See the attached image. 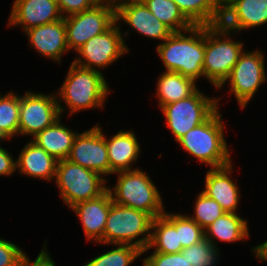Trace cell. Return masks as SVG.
<instances>
[{"label": "cell", "mask_w": 267, "mask_h": 266, "mask_svg": "<svg viewBox=\"0 0 267 266\" xmlns=\"http://www.w3.org/2000/svg\"><path fill=\"white\" fill-rule=\"evenodd\" d=\"M262 53L258 50L253 52L244 51L231 70L230 75L219 87H223L228 81L230 93L234 94L238 105L242 109L247 106L264 81H267L265 58Z\"/></svg>", "instance_id": "7c38bea8"}, {"label": "cell", "mask_w": 267, "mask_h": 266, "mask_svg": "<svg viewBox=\"0 0 267 266\" xmlns=\"http://www.w3.org/2000/svg\"><path fill=\"white\" fill-rule=\"evenodd\" d=\"M247 223L237 213H224L204 229L205 238L216 248L215 239L229 243L242 240L245 243L246 238H250Z\"/></svg>", "instance_id": "603a6c76"}, {"label": "cell", "mask_w": 267, "mask_h": 266, "mask_svg": "<svg viewBox=\"0 0 267 266\" xmlns=\"http://www.w3.org/2000/svg\"><path fill=\"white\" fill-rule=\"evenodd\" d=\"M231 34L221 24L205 26L203 72L215 89L225 82L244 52L243 42L232 40Z\"/></svg>", "instance_id": "277c9868"}, {"label": "cell", "mask_w": 267, "mask_h": 266, "mask_svg": "<svg viewBox=\"0 0 267 266\" xmlns=\"http://www.w3.org/2000/svg\"><path fill=\"white\" fill-rule=\"evenodd\" d=\"M218 101V98H210L197 89L185 99L163 105L160 109L175 141L205 122L219 108Z\"/></svg>", "instance_id": "ba28073f"}, {"label": "cell", "mask_w": 267, "mask_h": 266, "mask_svg": "<svg viewBox=\"0 0 267 266\" xmlns=\"http://www.w3.org/2000/svg\"><path fill=\"white\" fill-rule=\"evenodd\" d=\"M113 188L108 187L112 202L144 211L153 218L165 213L162 197L150 179L141 169L121 171Z\"/></svg>", "instance_id": "5b68a950"}, {"label": "cell", "mask_w": 267, "mask_h": 266, "mask_svg": "<svg viewBox=\"0 0 267 266\" xmlns=\"http://www.w3.org/2000/svg\"><path fill=\"white\" fill-rule=\"evenodd\" d=\"M65 81L56 95L63 100L69 114L86 109L103 108L110 88L102 72L72 62Z\"/></svg>", "instance_id": "7a4b0ae2"}, {"label": "cell", "mask_w": 267, "mask_h": 266, "mask_svg": "<svg viewBox=\"0 0 267 266\" xmlns=\"http://www.w3.org/2000/svg\"><path fill=\"white\" fill-rule=\"evenodd\" d=\"M78 133L62 125L58 118L51 126L38 132L33 141L38 147L44 149L57 161L67 159L71 152L74 139Z\"/></svg>", "instance_id": "7402d4cb"}, {"label": "cell", "mask_w": 267, "mask_h": 266, "mask_svg": "<svg viewBox=\"0 0 267 266\" xmlns=\"http://www.w3.org/2000/svg\"><path fill=\"white\" fill-rule=\"evenodd\" d=\"M54 180L60 190L59 195L69 208L97 198L108 189L107 180L102 175L68 159L58 161Z\"/></svg>", "instance_id": "52a82bcc"}, {"label": "cell", "mask_w": 267, "mask_h": 266, "mask_svg": "<svg viewBox=\"0 0 267 266\" xmlns=\"http://www.w3.org/2000/svg\"><path fill=\"white\" fill-rule=\"evenodd\" d=\"M143 266H191L181 252L159 253L153 252L143 260Z\"/></svg>", "instance_id": "836d02e7"}, {"label": "cell", "mask_w": 267, "mask_h": 266, "mask_svg": "<svg viewBox=\"0 0 267 266\" xmlns=\"http://www.w3.org/2000/svg\"><path fill=\"white\" fill-rule=\"evenodd\" d=\"M7 139L9 140V138L0 129V140L3 142Z\"/></svg>", "instance_id": "60d3db41"}, {"label": "cell", "mask_w": 267, "mask_h": 266, "mask_svg": "<svg viewBox=\"0 0 267 266\" xmlns=\"http://www.w3.org/2000/svg\"><path fill=\"white\" fill-rule=\"evenodd\" d=\"M158 105H163L185 99L192 95L197 89L196 82L188 77L182 76L177 72L165 71L157 80Z\"/></svg>", "instance_id": "cb8c5ba5"}, {"label": "cell", "mask_w": 267, "mask_h": 266, "mask_svg": "<svg viewBox=\"0 0 267 266\" xmlns=\"http://www.w3.org/2000/svg\"><path fill=\"white\" fill-rule=\"evenodd\" d=\"M232 162L228 165L210 168L205 176V189L202 191L209 198L217 201L226 213H237L240 189L231 179Z\"/></svg>", "instance_id": "ac0fdd59"}, {"label": "cell", "mask_w": 267, "mask_h": 266, "mask_svg": "<svg viewBox=\"0 0 267 266\" xmlns=\"http://www.w3.org/2000/svg\"><path fill=\"white\" fill-rule=\"evenodd\" d=\"M112 198L107 190L97 198L80 202L71 207L80 219L88 241L100 242L103 239Z\"/></svg>", "instance_id": "d6986e66"}, {"label": "cell", "mask_w": 267, "mask_h": 266, "mask_svg": "<svg viewBox=\"0 0 267 266\" xmlns=\"http://www.w3.org/2000/svg\"><path fill=\"white\" fill-rule=\"evenodd\" d=\"M174 2L193 25L213 26L221 22L223 11L218 0H179Z\"/></svg>", "instance_id": "484cf974"}, {"label": "cell", "mask_w": 267, "mask_h": 266, "mask_svg": "<svg viewBox=\"0 0 267 266\" xmlns=\"http://www.w3.org/2000/svg\"><path fill=\"white\" fill-rule=\"evenodd\" d=\"M30 45L44 57L61 62L62 55L69 51L64 18L52 23L35 26L24 31Z\"/></svg>", "instance_id": "2e32d148"}, {"label": "cell", "mask_w": 267, "mask_h": 266, "mask_svg": "<svg viewBox=\"0 0 267 266\" xmlns=\"http://www.w3.org/2000/svg\"><path fill=\"white\" fill-rule=\"evenodd\" d=\"M164 215L175 225L179 242L183 249L205 238L204 229L190 219L188 215H183L181 213L172 214L166 211Z\"/></svg>", "instance_id": "f546056e"}, {"label": "cell", "mask_w": 267, "mask_h": 266, "mask_svg": "<svg viewBox=\"0 0 267 266\" xmlns=\"http://www.w3.org/2000/svg\"><path fill=\"white\" fill-rule=\"evenodd\" d=\"M60 102L55 93L47 95L26 91L20 96L19 135L34 137L61 118L65 106Z\"/></svg>", "instance_id": "8fae6325"}, {"label": "cell", "mask_w": 267, "mask_h": 266, "mask_svg": "<svg viewBox=\"0 0 267 266\" xmlns=\"http://www.w3.org/2000/svg\"><path fill=\"white\" fill-rule=\"evenodd\" d=\"M125 22L138 33L161 40L167 39L173 31L157 19L141 0H123L116 5V21Z\"/></svg>", "instance_id": "5bb4252c"}, {"label": "cell", "mask_w": 267, "mask_h": 266, "mask_svg": "<svg viewBox=\"0 0 267 266\" xmlns=\"http://www.w3.org/2000/svg\"><path fill=\"white\" fill-rule=\"evenodd\" d=\"M27 256L15 243L0 238V266H21Z\"/></svg>", "instance_id": "d6a6232c"}, {"label": "cell", "mask_w": 267, "mask_h": 266, "mask_svg": "<svg viewBox=\"0 0 267 266\" xmlns=\"http://www.w3.org/2000/svg\"><path fill=\"white\" fill-rule=\"evenodd\" d=\"M153 219L144 211L112 202L103 239L99 243L129 244L143 251L150 243Z\"/></svg>", "instance_id": "8992f818"}, {"label": "cell", "mask_w": 267, "mask_h": 266, "mask_svg": "<svg viewBox=\"0 0 267 266\" xmlns=\"http://www.w3.org/2000/svg\"><path fill=\"white\" fill-rule=\"evenodd\" d=\"M20 96L15 92L0 93V129L10 139L19 135Z\"/></svg>", "instance_id": "83f0119b"}, {"label": "cell", "mask_w": 267, "mask_h": 266, "mask_svg": "<svg viewBox=\"0 0 267 266\" xmlns=\"http://www.w3.org/2000/svg\"><path fill=\"white\" fill-rule=\"evenodd\" d=\"M191 266H215L219 259V250L206 238L181 250Z\"/></svg>", "instance_id": "4dcf8cb0"}, {"label": "cell", "mask_w": 267, "mask_h": 266, "mask_svg": "<svg viewBox=\"0 0 267 266\" xmlns=\"http://www.w3.org/2000/svg\"><path fill=\"white\" fill-rule=\"evenodd\" d=\"M115 249H111L83 266H129L135 259L142 255V250L129 244H115Z\"/></svg>", "instance_id": "f1b7e54d"}, {"label": "cell", "mask_w": 267, "mask_h": 266, "mask_svg": "<svg viewBox=\"0 0 267 266\" xmlns=\"http://www.w3.org/2000/svg\"><path fill=\"white\" fill-rule=\"evenodd\" d=\"M220 24L235 34L267 24V0H235L223 11Z\"/></svg>", "instance_id": "e0dca14e"}, {"label": "cell", "mask_w": 267, "mask_h": 266, "mask_svg": "<svg viewBox=\"0 0 267 266\" xmlns=\"http://www.w3.org/2000/svg\"><path fill=\"white\" fill-rule=\"evenodd\" d=\"M63 19L56 0H15L8 18V26L29 28Z\"/></svg>", "instance_id": "9a60e30c"}, {"label": "cell", "mask_w": 267, "mask_h": 266, "mask_svg": "<svg viewBox=\"0 0 267 266\" xmlns=\"http://www.w3.org/2000/svg\"><path fill=\"white\" fill-rule=\"evenodd\" d=\"M219 108L202 124L191 129L177 142L182 149L211 168L231 163L227 140L224 138V125Z\"/></svg>", "instance_id": "3957f363"}, {"label": "cell", "mask_w": 267, "mask_h": 266, "mask_svg": "<svg viewBox=\"0 0 267 266\" xmlns=\"http://www.w3.org/2000/svg\"><path fill=\"white\" fill-rule=\"evenodd\" d=\"M16 159V171L32 178L55 179L58 161L33 141L26 143Z\"/></svg>", "instance_id": "44dd1931"}, {"label": "cell", "mask_w": 267, "mask_h": 266, "mask_svg": "<svg viewBox=\"0 0 267 266\" xmlns=\"http://www.w3.org/2000/svg\"><path fill=\"white\" fill-rule=\"evenodd\" d=\"M43 249L38 254L34 262L30 261V258H27L21 266H56V263L50 257V253L47 251V246L42 247ZM49 253V254H48Z\"/></svg>", "instance_id": "8d00e7d4"}, {"label": "cell", "mask_w": 267, "mask_h": 266, "mask_svg": "<svg viewBox=\"0 0 267 266\" xmlns=\"http://www.w3.org/2000/svg\"><path fill=\"white\" fill-rule=\"evenodd\" d=\"M251 251L254 253V255L260 259V261H267V240L263 242L262 244L254 246V248H251Z\"/></svg>", "instance_id": "74e56055"}, {"label": "cell", "mask_w": 267, "mask_h": 266, "mask_svg": "<svg viewBox=\"0 0 267 266\" xmlns=\"http://www.w3.org/2000/svg\"><path fill=\"white\" fill-rule=\"evenodd\" d=\"M110 164V174L121 171H130L138 168H131L138 160L141 149L140 144L133 130H120L110 139L105 136Z\"/></svg>", "instance_id": "ffe728a7"}, {"label": "cell", "mask_w": 267, "mask_h": 266, "mask_svg": "<svg viewBox=\"0 0 267 266\" xmlns=\"http://www.w3.org/2000/svg\"><path fill=\"white\" fill-rule=\"evenodd\" d=\"M69 51L76 52L92 37L107 31L116 22V6L97 3L89 10L64 18Z\"/></svg>", "instance_id": "9c48e42d"}, {"label": "cell", "mask_w": 267, "mask_h": 266, "mask_svg": "<svg viewBox=\"0 0 267 266\" xmlns=\"http://www.w3.org/2000/svg\"><path fill=\"white\" fill-rule=\"evenodd\" d=\"M235 0H218L219 6L224 11Z\"/></svg>", "instance_id": "f35d334b"}, {"label": "cell", "mask_w": 267, "mask_h": 266, "mask_svg": "<svg viewBox=\"0 0 267 266\" xmlns=\"http://www.w3.org/2000/svg\"><path fill=\"white\" fill-rule=\"evenodd\" d=\"M100 127L96 124L91 129L78 133L67 159L104 177L110 175V164L105 134Z\"/></svg>", "instance_id": "4fadbf2b"}, {"label": "cell", "mask_w": 267, "mask_h": 266, "mask_svg": "<svg viewBox=\"0 0 267 266\" xmlns=\"http://www.w3.org/2000/svg\"><path fill=\"white\" fill-rule=\"evenodd\" d=\"M99 3H110L113 5H117L118 3H120L123 0H97Z\"/></svg>", "instance_id": "ab89813d"}, {"label": "cell", "mask_w": 267, "mask_h": 266, "mask_svg": "<svg viewBox=\"0 0 267 266\" xmlns=\"http://www.w3.org/2000/svg\"><path fill=\"white\" fill-rule=\"evenodd\" d=\"M16 171V160L8 152L0 146V175L11 176Z\"/></svg>", "instance_id": "d590c367"}, {"label": "cell", "mask_w": 267, "mask_h": 266, "mask_svg": "<svg viewBox=\"0 0 267 266\" xmlns=\"http://www.w3.org/2000/svg\"><path fill=\"white\" fill-rule=\"evenodd\" d=\"M151 230L154 231H151L150 243L142 254L154 247L153 252L165 254L178 253L183 249L175 225L164 214L153 219Z\"/></svg>", "instance_id": "d4e9b609"}, {"label": "cell", "mask_w": 267, "mask_h": 266, "mask_svg": "<svg viewBox=\"0 0 267 266\" xmlns=\"http://www.w3.org/2000/svg\"><path fill=\"white\" fill-rule=\"evenodd\" d=\"M156 49L166 71L180 73L195 82L204 76L205 25L173 32Z\"/></svg>", "instance_id": "6da1fadb"}, {"label": "cell", "mask_w": 267, "mask_h": 266, "mask_svg": "<svg viewBox=\"0 0 267 266\" xmlns=\"http://www.w3.org/2000/svg\"><path fill=\"white\" fill-rule=\"evenodd\" d=\"M122 33L120 24L116 21L107 31L89 39L76 52L79 57L73 63L101 72V68H107L130 51Z\"/></svg>", "instance_id": "30bf717a"}, {"label": "cell", "mask_w": 267, "mask_h": 266, "mask_svg": "<svg viewBox=\"0 0 267 266\" xmlns=\"http://www.w3.org/2000/svg\"><path fill=\"white\" fill-rule=\"evenodd\" d=\"M149 11L173 32H181L193 26L172 0H141Z\"/></svg>", "instance_id": "4316f807"}, {"label": "cell", "mask_w": 267, "mask_h": 266, "mask_svg": "<svg viewBox=\"0 0 267 266\" xmlns=\"http://www.w3.org/2000/svg\"><path fill=\"white\" fill-rule=\"evenodd\" d=\"M63 18L94 7L97 0H56Z\"/></svg>", "instance_id": "e575fe53"}, {"label": "cell", "mask_w": 267, "mask_h": 266, "mask_svg": "<svg viewBox=\"0 0 267 266\" xmlns=\"http://www.w3.org/2000/svg\"><path fill=\"white\" fill-rule=\"evenodd\" d=\"M196 198L197 199L194 204V216L188 217L195 221L203 229L207 228L218 217H221L224 213H226L217 201L209 198L202 191Z\"/></svg>", "instance_id": "1f68e13d"}]
</instances>
